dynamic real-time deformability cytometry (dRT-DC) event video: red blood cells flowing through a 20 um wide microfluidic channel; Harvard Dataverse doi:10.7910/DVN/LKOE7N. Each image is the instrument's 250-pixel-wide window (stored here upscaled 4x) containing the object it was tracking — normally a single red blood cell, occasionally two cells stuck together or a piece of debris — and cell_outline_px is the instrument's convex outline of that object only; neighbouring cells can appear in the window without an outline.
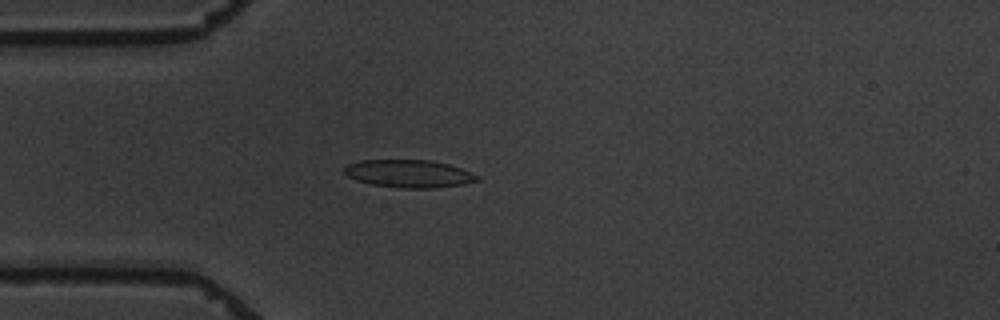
{"species": "common noctule bat (a hibernating species)", "species_latin": "Nyctalus noctula", "temperature_condition": "warm", "stored_images_in_passage": 2, "camera_frame_rate_fps": 3000, "um_per_image_px": 0.085, "animal": {"sex": "male", "body_mass_g": 19.5, "forearm_length_mm": 54.6}, "frame": {"image": 1, "passage_image": 2, "time_ms": 2.0, "image_size_px": [1000, 320], "cell_outline_px": [[480, 180], [464, 184], [432, 188], [400, 188], [372, 184], [356, 180], [348, 176], [344, 172], [344, 168], [348, 164], [360, 160], [432, 160], [448, 164], [472, 172], [480, 176]], "centroid_in_image_um": [34.78, 14.76], "position_along_channel_um": 50.2, "area_um2": 21.5}}